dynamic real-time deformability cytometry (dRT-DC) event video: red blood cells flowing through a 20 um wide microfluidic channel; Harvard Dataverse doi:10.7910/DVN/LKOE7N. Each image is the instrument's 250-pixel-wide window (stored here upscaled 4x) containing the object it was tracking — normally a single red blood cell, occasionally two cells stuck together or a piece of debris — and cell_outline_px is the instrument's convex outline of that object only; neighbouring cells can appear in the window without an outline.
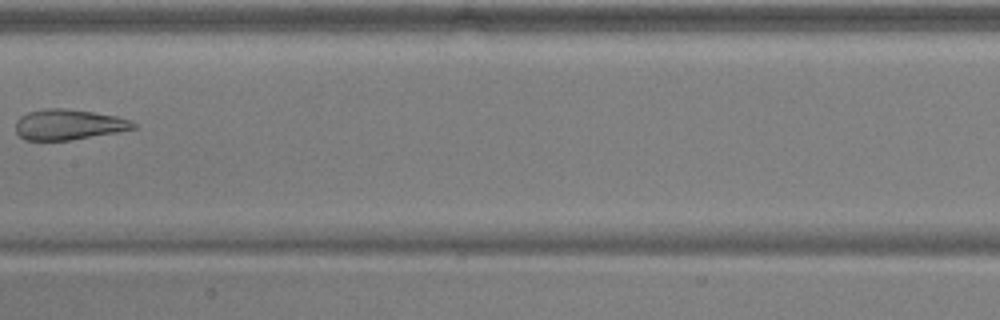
{"species": "common noctule bat (a hibernating species)", "species_latin": "Nyctalus noctula", "temperature_condition": "warm", "stored_images_in_passage": 8, "camera_frame_rate_fps": 3000, "um_per_image_px": 0.085, "animal": {"sex": "male", "body_mass_g": 17.9, "forearm_length_mm": 54.2}, "frame": {"image": 1, "passage_image": 8, "time_ms": 2.333, "image_size_px": [1000, 320], "cell_outline_px": [[136, 128], [120, 132], [68, 140], [24, 140], [16, 132], [16, 120], [20, 116], [28, 112], [44, 108], [64, 108], [92, 112], [116, 116], [128, 120], [136, 124]], "centroid_in_image_um": [5.8, 10.59], "position_along_channel_um": 201.6, "area_um2": 20.87}}